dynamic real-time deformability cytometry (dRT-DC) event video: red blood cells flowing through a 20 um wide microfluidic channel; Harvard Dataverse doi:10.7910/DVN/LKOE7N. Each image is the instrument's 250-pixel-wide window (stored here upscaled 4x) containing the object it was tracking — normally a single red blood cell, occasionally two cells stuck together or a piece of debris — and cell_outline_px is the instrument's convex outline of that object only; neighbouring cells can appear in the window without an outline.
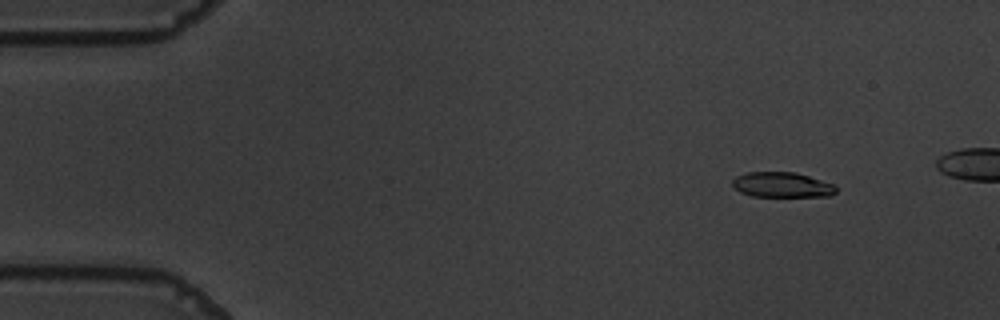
{"species": "common noctule bat (a hibernating species)", "species_latin": "Nyctalus noctula", "temperature_condition": "warm", "stored_images_in_passage": 48, "camera_frame_rate_fps": 3000, "um_per_image_px": 0.085, "animal": {"sex": "male", "body_mass_g": 19.5, "forearm_length_mm": 54.6}, "frame": {"image": 1, "passage_image": 4, "time_ms": 1.0, "image_size_px": [1000, 320], "cell_outline_px": [[836, 192], [832, 196], [752, 196], [740, 192], [732, 188], [732, 180], [736, 176], [748, 172], [796, 172], [832, 184], [836, 188]], "centroid_in_image_um": [66.42, 15.71], "position_along_channel_um": 18.6, "area_um2": 15.14}}
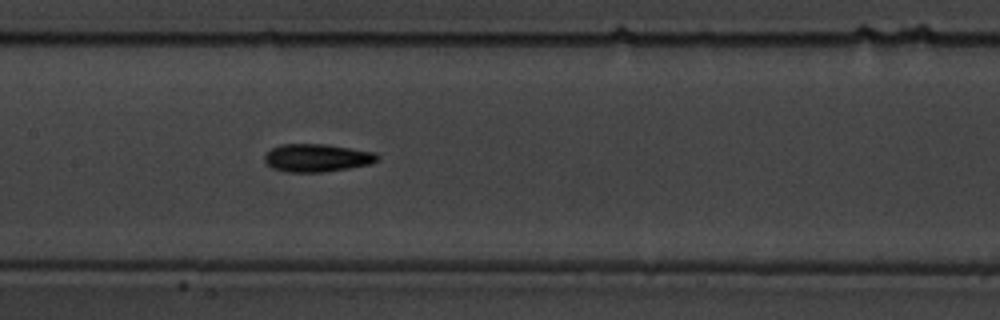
{"frame": {"image": 2, "passage_image": 25, "time_ms": 8.0, "image_size_px": [1000, 320], "cell_outline_px": [[380, 160], [372, 164], [324, 172], [284, 172], [272, 168], [264, 160], [264, 156], [272, 148], [280, 144], [324, 144], [376, 152], [380, 156]], "centroid_in_image_um": [26.98, 13.42], "position_along_channel_um": 180.4, "area_um2": 18.5}}
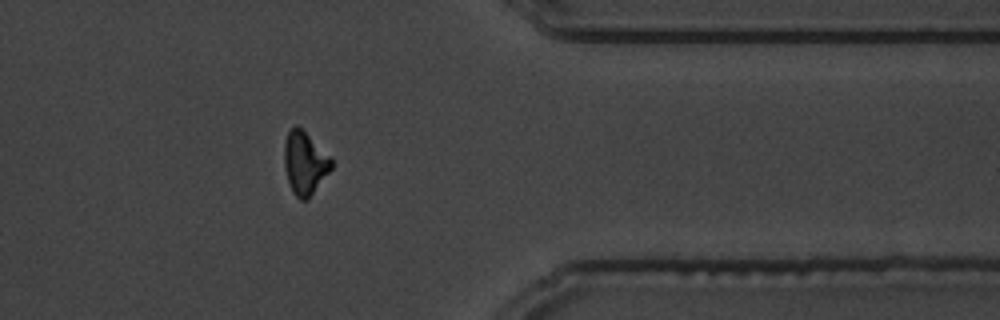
{"frame": {"image": 3, "passage_image": 43, "time_ms": 14.0, "image_size_px": [1000, 320], "cell_outline_px": [[332, 168], [308, 200], [300, 200], [292, 192], [284, 168], [284, 144], [288, 132], [296, 124], [332, 156]], "centroid_in_image_um": [25.92, 13.86], "position_along_channel_um": 385.5, "area_um2": 17.4}}